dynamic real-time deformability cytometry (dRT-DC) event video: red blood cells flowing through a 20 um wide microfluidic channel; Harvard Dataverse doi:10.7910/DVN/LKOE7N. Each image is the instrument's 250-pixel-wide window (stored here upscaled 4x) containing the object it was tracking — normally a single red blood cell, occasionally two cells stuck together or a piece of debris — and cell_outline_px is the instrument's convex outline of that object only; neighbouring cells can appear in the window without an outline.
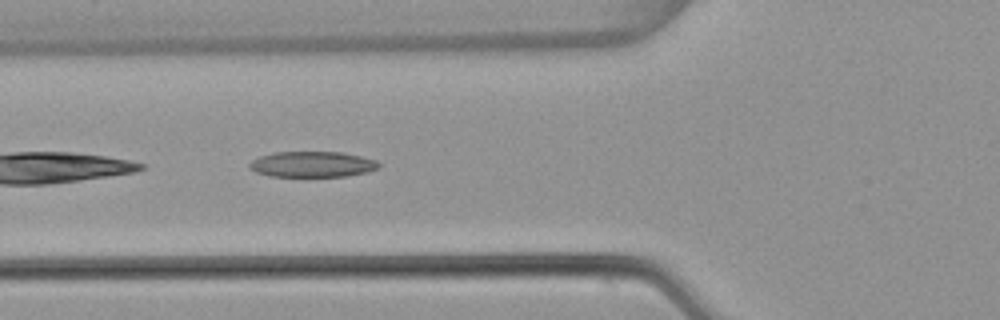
{"species": "common noctule bat (a hibernating species)", "species_latin": "Nyctalus noctula", "temperature_condition": "warm", "stored_images_in_passage": 4, "camera_frame_rate_fps": 3000, "um_per_image_px": 0.085, "animal": {"sex": "female", "body_mass_g": 22.7, "forearm_length_mm": 54.2}, "frame": {"image": 1, "passage_image": 4, "time_ms": 1.0, "image_size_px": [1000, 320], "cell_outline_px": [[380, 168], [368, 172], [348, 176], [272, 176], [256, 172], [248, 168], [248, 164], [252, 160], [260, 156], [272, 152], [340, 152], [360, 156], [376, 160], [380, 164]], "centroid_in_image_um": [26.55, 13.96], "position_along_channel_um": 99.2, "area_um2": 19.42}}